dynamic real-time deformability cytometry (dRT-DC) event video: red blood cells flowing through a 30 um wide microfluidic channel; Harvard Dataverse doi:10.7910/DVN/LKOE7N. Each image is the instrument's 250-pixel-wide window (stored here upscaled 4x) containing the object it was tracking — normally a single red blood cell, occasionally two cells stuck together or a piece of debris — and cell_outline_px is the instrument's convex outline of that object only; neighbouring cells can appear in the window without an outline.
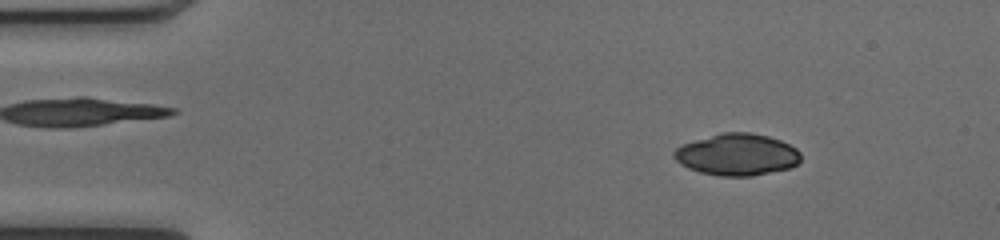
{"species": "common noctule bat (a hibernating species)", "species_latin": "Nyctalus noctula", "temperature_condition": "cold", "stored_images_in_passage": 49, "camera_frame_rate_fps": 3000, "um_per_image_px": 0.085, "animal": {"sex": "female", "body_mass_g": 17.0, "forearm_length_mm": 48.0}, "frame": {"image": 1, "passage_image": 6, "time_ms": 1.667, "image_size_px": [1000, 240], "cell_outline_px": [[800, 160], [796, 164], [788, 168], [752, 176], [720, 176], [700, 172], [688, 168], [680, 164], [672, 156], [672, 152], [676, 148], [684, 144], [720, 132], [748, 132], [768, 136], [780, 140], [796, 148], [800, 152]], "centroid_in_image_um": [62.63, 13.14], "position_along_channel_um": 22.4, "area_um2": 30.75}}